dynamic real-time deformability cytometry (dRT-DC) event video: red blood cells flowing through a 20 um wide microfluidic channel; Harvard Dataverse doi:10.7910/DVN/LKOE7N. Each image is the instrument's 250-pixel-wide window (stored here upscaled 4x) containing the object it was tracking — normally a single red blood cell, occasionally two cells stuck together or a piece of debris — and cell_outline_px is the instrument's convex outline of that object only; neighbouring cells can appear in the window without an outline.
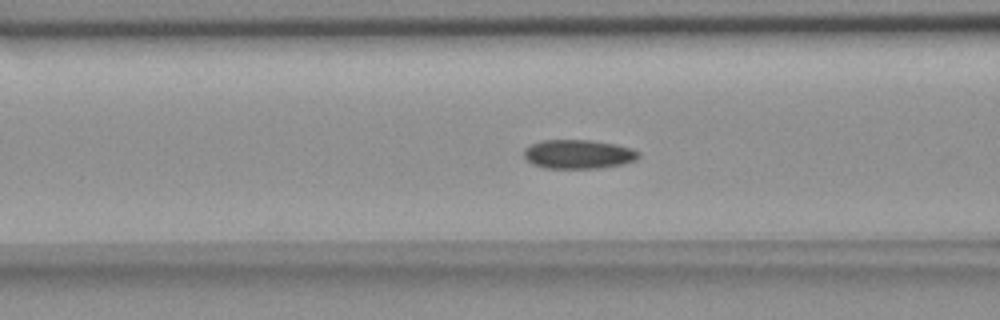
{"species": "common noctule bat (a hibernating species)", "species_latin": "Nyctalus noctula", "temperature_condition": "room temperature", "stored_images_in_passage": 41, "camera_frame_rate_fps": 3000, "um_per_image_px": 0.085, "animal": {"sex": "female", "body_mass_g": 18.4}, "frame": {"image": 1, "passage_image": 6, "time_ms": 1.667, "image_size_px": [1000, 320], "cell_outline_px": [[640, 156], [636, 160], [620, 164], [600, 168], [544, 168], [532, 164], [524, 156], [524, 148], [528, 144], [540, 140], [592, 140], [616, 144], [632, 148], [640, 152]], "centroid_in_image_um": [49.14, 13.09], "position_along_channel_um": 117.5, "area_um2": 19.59}}
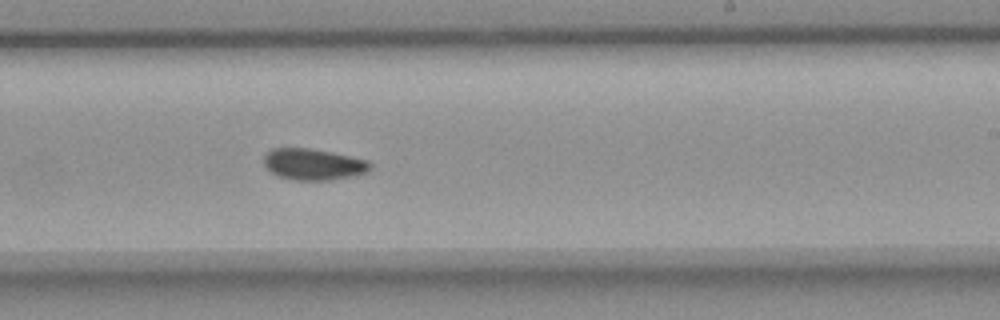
{"frame": {"image": 2, "passage_image": 18, "time_ms": 5.667, "image_size_px": [1000, 320], "cell_outline_px": [[372, 168], [368, 172], [352, 176], [332, 180], [296, 180], [280, 176], [272, 172], [264, 164], [264, 156], [272, 148], [308, 148], [332, 152], [368, 160], [372, 164]], "centroid_in_image_um": [26.68, 13.96], "position_along_channel_um": 262.3, "area_um2": 19.36}}
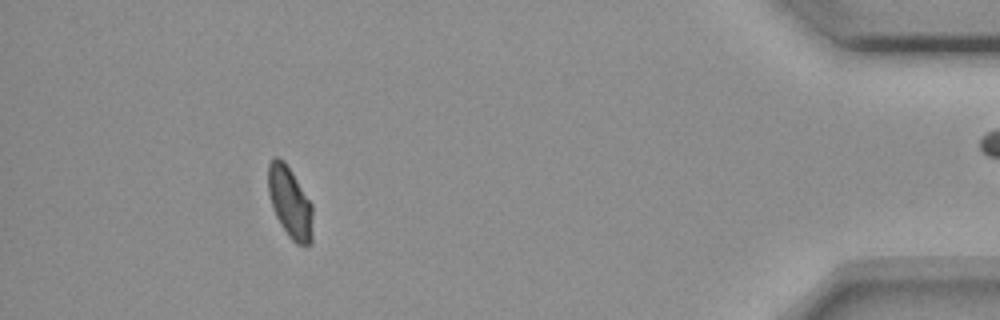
{"frame": {"image": 3, "passage_image": 35, "time_ms": 11.333, "image_size_px": [1000, 320], "cell_outline_px": [[312, 244], [296, 244], [288, 236], [280, 224], [272, 208], [268, 192], [268, 164], [272, 156], [276, 156], [284, 160], [292, 172], [312, 204]], "centroid_in_image_um": [24.63, 17.18], "position_along_channel_um": 410.6, "area_um2": 18.61}, "authors_computed_cell_mechanics": {"area_um2": 19.363, "velocity_mm_per_s": 3.6434, "shape_relaxation_time_tau1_ms": 4.8683, "shape_relaxation_time_tau2_ms": 3.1846, "deformation_change_tau1": 0.0857, "deformation_change_tau2": 0.0593}}